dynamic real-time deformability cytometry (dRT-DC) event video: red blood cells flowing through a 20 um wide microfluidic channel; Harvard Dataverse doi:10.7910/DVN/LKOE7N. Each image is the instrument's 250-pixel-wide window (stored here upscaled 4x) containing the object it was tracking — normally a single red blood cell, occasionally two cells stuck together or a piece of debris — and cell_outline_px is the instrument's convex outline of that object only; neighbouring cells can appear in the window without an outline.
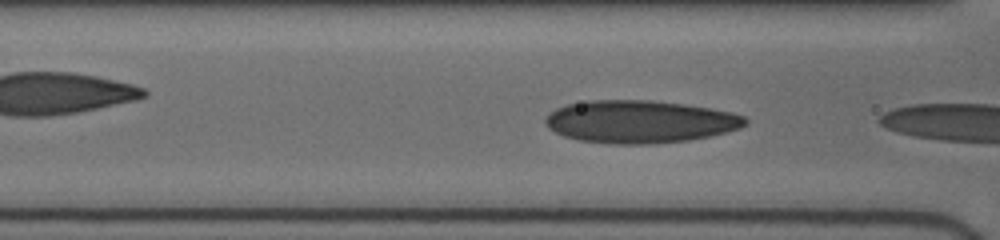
{"species": "human", "species_latin": "Homo sapiens", "temperature_condition": "cold", "stored_images_in_passage": 7, "segment_of_instrument_passage": [2, 2], "camera_frame_rate_fps": 3000, "um_per_image_px": 0.085, "donor": {"sex": "female"}, "frame": {"image": 1, "passage_image": 7, "time_ms": 4.0, "image_size_px": [1000, 240], "cell_outline_px": [[748, 124], [740, 128], [708, 136], [688, 140], [652, 144], [608, 144], [576, 140], [564, 136], [548, 128], [544, 124], [544, 120], [556, 108], [568, 104], [588, 100], [648, 100], [684, 104], [732, 112], [744, 116], [748, 120]], "centroid_in_image_um": [54.37, 10.35], "position_along_channel_um": 112.2, "area_um2": 49.71}}